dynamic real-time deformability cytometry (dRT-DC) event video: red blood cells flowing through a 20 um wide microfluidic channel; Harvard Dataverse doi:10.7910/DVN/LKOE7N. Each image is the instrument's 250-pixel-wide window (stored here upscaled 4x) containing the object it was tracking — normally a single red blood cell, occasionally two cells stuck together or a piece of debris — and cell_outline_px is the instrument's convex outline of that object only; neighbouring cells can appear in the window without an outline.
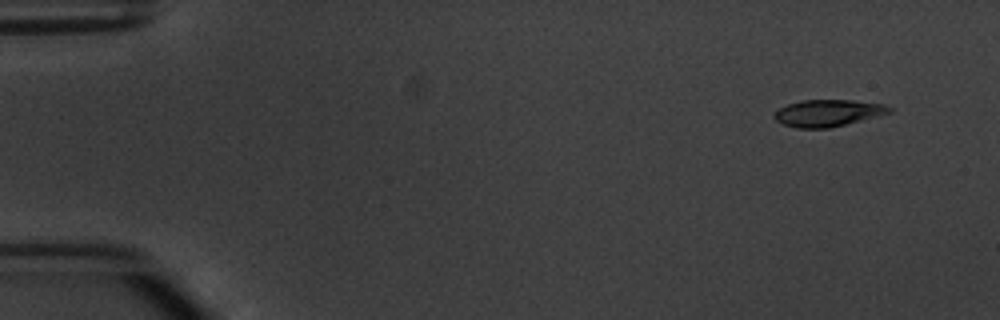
{"species": "common noctule bat (a hibernating species)", "species_latin": "Nyctalus noctula", "temperature_condition": "warm", "stored_images_in_passage": 6, "camera_frame_rate_fps": 3000, "um_per_image_px": 0.085, "animal": {"sex": "male", "body_mass_g": 20.1, "forearm_length_mm": 53.5}, "frame": {"image": 1, "passage_image": 1, "time_ms": 0.0, "image_size_px": [1000, 320], "cell_outline_px": [[892, 112], [828, 128], [796, 128], [784, 124], [776, 120], [772, 116], [780, 108], [788, 104], [800, 100], [852, 100], [884, 104], [892, 108]], "centroid_in_image_um": [70.35, 9.6], "position_along_channel_um": 14.6, "area_um2": 17.74}}
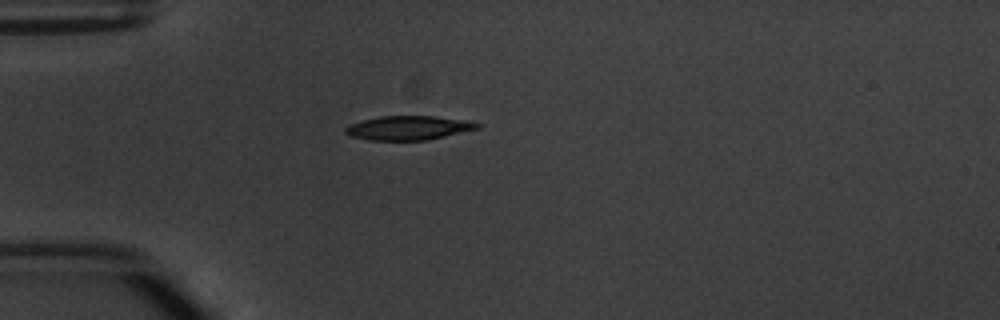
{"frame": {"image": 2, "passage_image": 4, "time_ms": 3.667, "image_size_px": [1000, 320], "cell_outline_px": [[480, 128], [428, 140], [368, 140], [352, 136], [344, 132], [344, 128], [348, 124], [380, 116], [436, 116], [464, 120], [480, 124]], "centroid_in_image_um": [34.7, 10.87], "position_along_channel_um": 50.3, "area_um2": 18.44}}